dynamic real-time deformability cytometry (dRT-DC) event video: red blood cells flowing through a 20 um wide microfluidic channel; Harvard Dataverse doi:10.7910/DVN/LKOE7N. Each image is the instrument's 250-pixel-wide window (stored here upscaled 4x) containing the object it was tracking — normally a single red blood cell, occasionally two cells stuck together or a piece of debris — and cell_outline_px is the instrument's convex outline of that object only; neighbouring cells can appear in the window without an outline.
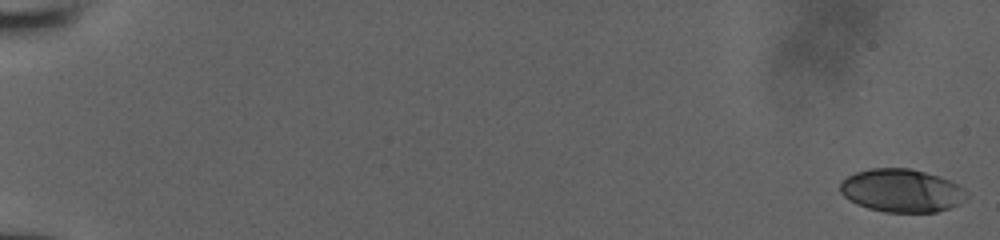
{"species": "human", "species_latin": "Homo sapiens", "temperature_condition": "room temperature", "stored_images_in_passage": 39, "camera_frame_rate_fps": 3000, "um_per_image_px": 0.085, "donor": {"sex": "male"}, "frame": {"image": 1, "passage_image": 1, "time_ms": 0.0, "image_size_px": [1000, 240], "cell_outline_px": [[968, 200], [960, 204], [936, 212], [884, 212], [868, 208], [856, 204], [844, 196], [840, 192], [840, 184], [848, 176], [856, 172], [872, 168], [908, 168], [940, 176], [964, 188], [968, 192]], "centroid_in_image_um": [76.67, 16.21], "position_along_channel_um": 8.3, "area_um2": 31.85}}
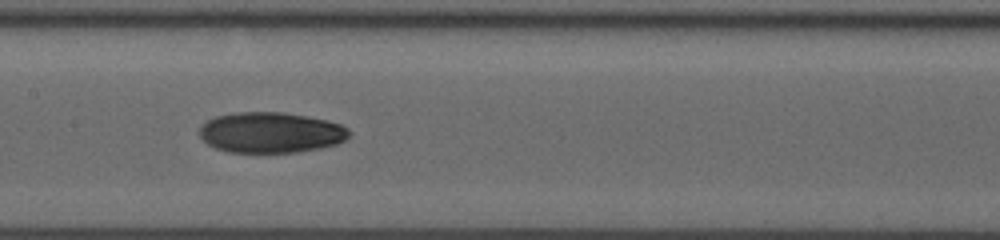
{"frame": {"image": 2, "passage_image": 22, "time_ms": 9.667, "image_size_px": [1000, 240], "cell_outline_px": [[352, 132], [344, 140], [336, 144], [320, 148], [296, 152], [228, 152], [216, 148], [208, 144], [200, 136], [200, 128], [208, 120], [216, 116], [236, 112], [284, 112], [308, 116], [328, 120], [340, 124], [348, 128]], "centroid_in_image_um": [23.05, 11.26], "position_along_channel_um": 184.4, "area_um2": 35.43}}
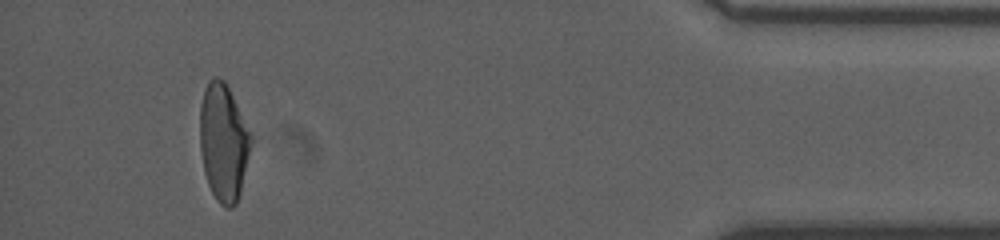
{"frame": {"image": 3, "passage_image": 37, "time_ms": 16.667, "image_size_px": [1000, 240], "cell_outline_px": [[252, 144], [240, 192], [236, 204], [232, 208], [228, 208], [220, 204], [216, 200], [208, 184], [204, 172], [200, 148], [200, 104], [208, 80], [212, 76], [216, 76], [224, 80], [252, 136]], "centroid_in_image_um": [18.98, 12.11], "position_along_channel_um": 416.2, "area_um2": 34.74}}